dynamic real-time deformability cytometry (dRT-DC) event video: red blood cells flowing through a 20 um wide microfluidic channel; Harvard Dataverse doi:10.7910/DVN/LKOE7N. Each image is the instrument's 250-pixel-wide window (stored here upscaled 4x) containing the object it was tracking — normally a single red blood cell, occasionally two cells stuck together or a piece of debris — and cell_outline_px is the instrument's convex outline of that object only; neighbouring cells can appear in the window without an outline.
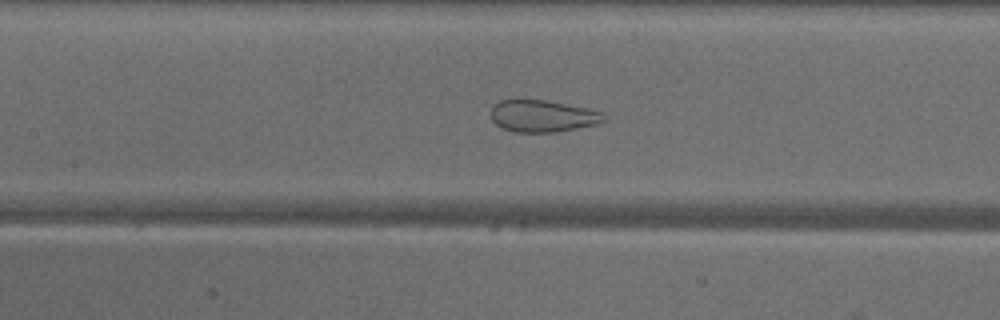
{"species": "common noctule bat (a hibernating species)", "species_latin": "Nyctalus noctula", "temperature_condition": "warm", "stored_images_in_passage": 48, "camera_frame_rate_fps": 3000, "um_per_image_px": 0.085, "animal": {"sex": "male", "body_mass_g": 18.8}, "frame": {"image": 1, "passage_image": 21, "time_ms": 6.667, "image_size_px": [1000, 320], "cell_outline_px": [[604, 120], [596, 124], [556, 132], [516, 132], [504, 128], [496, 124], [492, 120], [492, 104], [500, 100], [544, 100], [588, 108], [600, 112], [604, 116]], "centroid_in_image_um": [46.09, 9.86], "position_along_channel_um": 161.3, "area_um2": 20.69}}
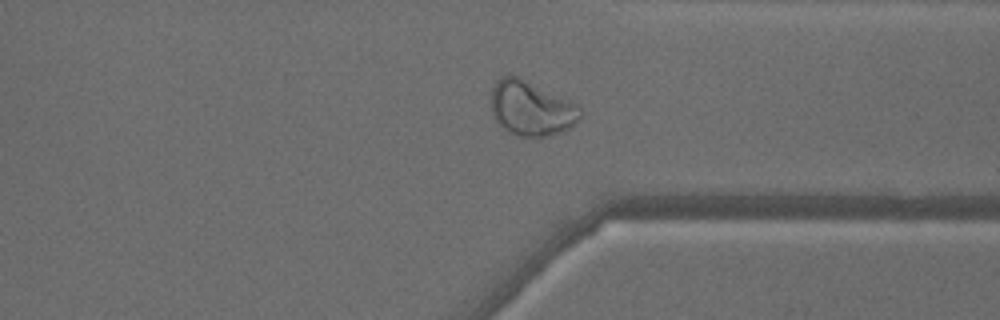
{"frame": {"image": 2, "passage_image": 36, "time_ms": 11.667, "image_size_px": [1000, 320], "cell_outline_px": [[584, 116], [576, 124], [560, 132], [536, 140], [520, 136], [508, 132], [492, 116], [492, 88], [500, 76], [520, 76], [572, 100], [584, 112]], "centroid_in_image_um": [45.21, 9.22], "position_along_channel_um": 366.2, "area_um2": 29.25}}
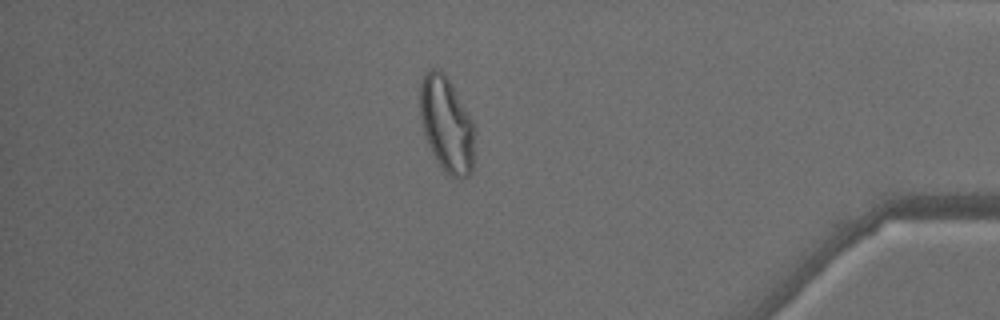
{"frame": {"image": 3, "passage_image": 41, "time_ms": 13.333, "image_size_px": [1000, 320], "cell_outline_px": [[476, 128], [472, 172], [468, 176], [460, 180], [452, 176], [440, 164], [432, 152], [428, 144], [424, 132], [420, 116], [420, 84], [424, 76], [432, 68], [440, 68], [444, 72], [452, 84], [468, 112]], "centroid_in_image_um": [38.0, 10.57], "position_along_channel_um": 397.2, "area_um2": 30.46}, "authors_computed_cell_mechanics": {"area_um2": 29.767, "velocity_mm_per_s": 4.1401, "shape_relaxation_time_tau1_ms": null, "shape_relaxation_time_tau2_ms": 0.7914, "deformation_change_tau1": null, "deformation_change_tau2": 0.0711}}